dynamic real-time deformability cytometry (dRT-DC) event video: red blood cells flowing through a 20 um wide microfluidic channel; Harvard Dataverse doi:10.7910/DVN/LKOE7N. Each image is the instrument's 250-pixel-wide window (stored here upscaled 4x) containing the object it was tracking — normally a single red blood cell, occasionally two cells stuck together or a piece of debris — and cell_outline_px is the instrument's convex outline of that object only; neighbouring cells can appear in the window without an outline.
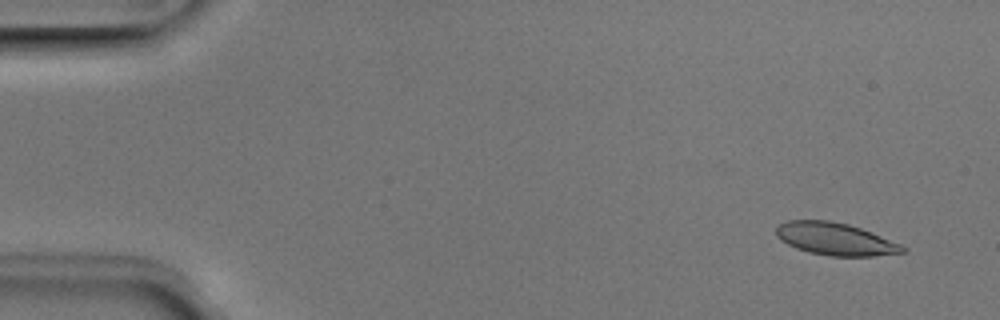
{"species": "Egyptian fruit bat (a non-hibernating species)", "species_latin": "Rousettus aegyptiacus", "temperature_condition": "room temperature", "stored_images_in_passage": 50, "camera_frame_rate_fps": 3000, "um_per_image_px": 0.085, "animal": {"sex": "male"}, "frame": {"image": 1, "passage_image": 2, "time_ms": 0.333, "image_size_px": [1000, 320], "cell_outline_px": [[908, 252], [872, 256], [828, 256], [808, 252], [796, 248], [780, 240], [776, 236], [776, 228], [780, 224], [788, 220], [828, 220], [848, 224], [872, 232], [900, 244], [908, 248]], "centroid_in_image_um": [71.01, 20.32], "position_along_channel_um": 14.0, "area_um2": 23.99}}
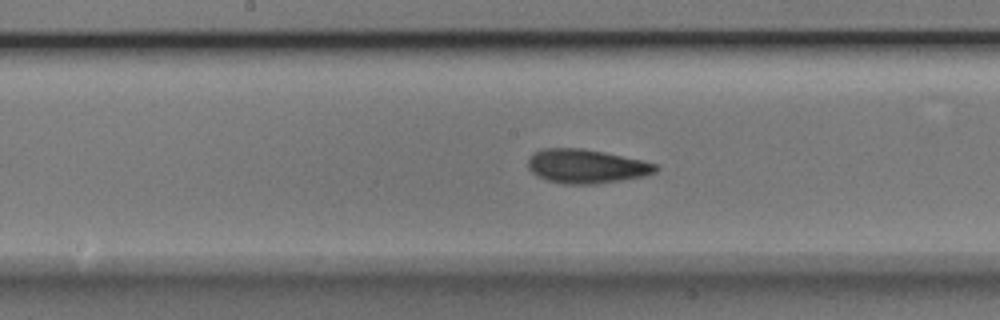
{"frame": {"image": 2, "passage_image": 25, "time_ms": 8.0, "image_size_px": [1000, 320], "cell_outline_px": [[660, 168], [656, 172], [644, 176], [596, 184], [564, 184], [548, 180], [536, 176], [528, 168], [528, 156], [532, 152], [544, 148], [580, 148], [604, 152], [640, 160], [656, 164]], "centroid_in_image_um": [49.79, 14.13], "position_along_channel_um": 198.4, "area_um2": 25.32}}
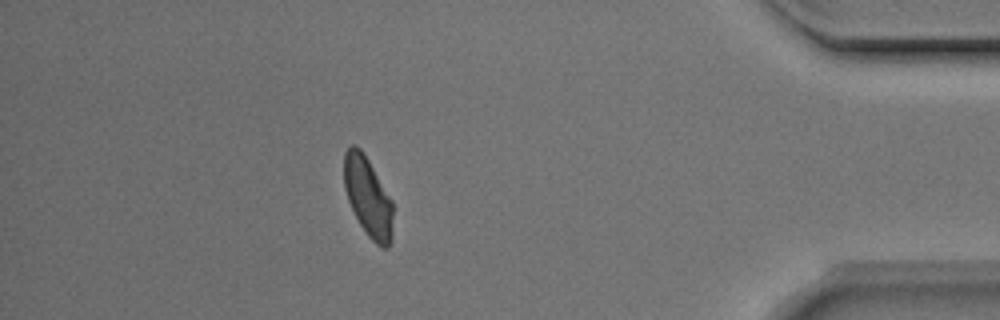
{"frame": {"image": 3, "passage_image": 44, "time_ms": 14.333, "image_size_px": [1000, 320], "cell_outline_px": [[392, 240], [388, 248], [380, 248], [368, 236], [360, 224], [348, 200], [344, 188], [344, 152], [352, 144], [356, 144], [364, 152], [392, 200]], "centroid_in_image_um": [31.28, 16.73], "position_along_channel_um": 403.9, "area_um2": 22.77}, "authors_computed_cell_mechanics": {"area_um2": 24.1893, "velocity_mm_per_s": 3.9329, "shape_relaxation_time_tau1_ms": 3.134, "shape_relaxation_time_tau2_ms": 2.216, "deformation_change_tau1": 0.1244, "deformation_change_tau2": 0.0795}}